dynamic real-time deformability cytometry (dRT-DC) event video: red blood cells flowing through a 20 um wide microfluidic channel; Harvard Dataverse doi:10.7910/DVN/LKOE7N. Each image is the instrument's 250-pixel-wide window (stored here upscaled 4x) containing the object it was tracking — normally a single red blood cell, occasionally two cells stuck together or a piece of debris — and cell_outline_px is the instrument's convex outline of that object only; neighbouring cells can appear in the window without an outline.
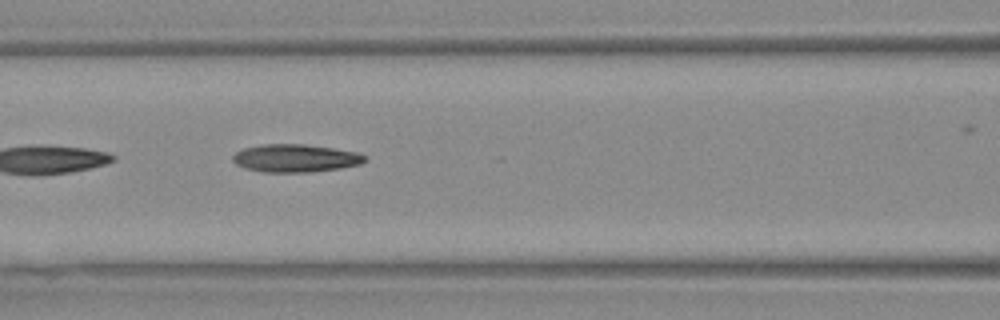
{"species": "Egyptian fruit bat (a non-hibernating species)", "species_latin": "Rousettus aegyptiacus", "temperature_condition": "warm", "stored_images_in_passage": 17, "camera_frame_rate_fps": 3000, "um_per_image_px": 0.085, "animal": {"sex": "female"}, "frame": {"image": 1, "passage_image": 10, "time_ms": 3.0, "image_size_px": [1000, 320], "cell_outline_px": [[368, 160], [360, 164], [340, 168], [308, 172], [264, 172], [244, 168], [236, 164], [232, 160], [232, 156], [236, 152], [244, 148], [264, 144], [304, 144], [332, 148], [356, 152], [364, 156]], "centroid_in_image_um": [25.08, 13.45], "position_along_channel_um": 141.5, "area_um2": 21.33}}